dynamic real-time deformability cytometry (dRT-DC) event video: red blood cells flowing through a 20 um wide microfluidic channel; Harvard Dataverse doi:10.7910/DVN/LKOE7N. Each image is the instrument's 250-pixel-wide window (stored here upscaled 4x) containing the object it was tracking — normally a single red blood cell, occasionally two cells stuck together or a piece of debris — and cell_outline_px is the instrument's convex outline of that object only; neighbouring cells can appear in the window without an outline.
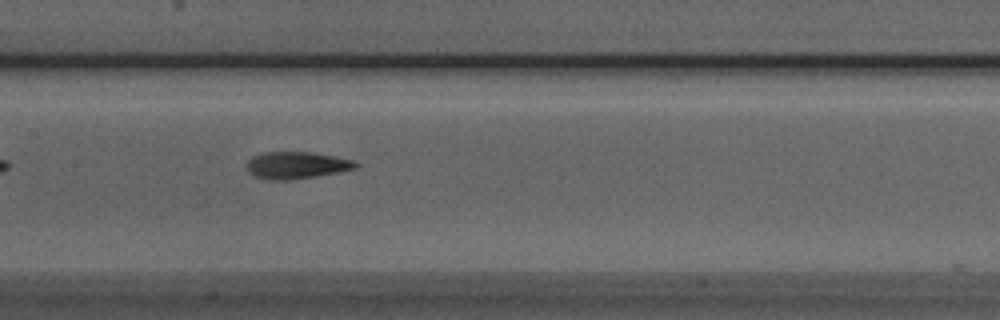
{"species": "Egyptian fruit bat (a non-hibernating species)", "species_latin": "Rousettus aegyptiacus", "temperature_condition": "room temperature", "stored_images_in_passage": 32, "camera_frame_rate_fps": 3000, "um_per_image_px": 0.085, "animal": {"sex": "male"}, "frame": {"image": 1, "passage_image": 12, "time_ms": 3.667, "image_size_px": [1000, 320], "cell_outline_px": [[360, 164], [356, 168], [316, 176], [292, 180], [268, 180], [252, 176], [248, 172], [248, 160], [252, 156], [264, 152], [312, 152], [352, 160]], "centroid_in_image_um": [25.16, 14.05], "position_along_channel_um": 182.2, "area_um2": 17.11}}
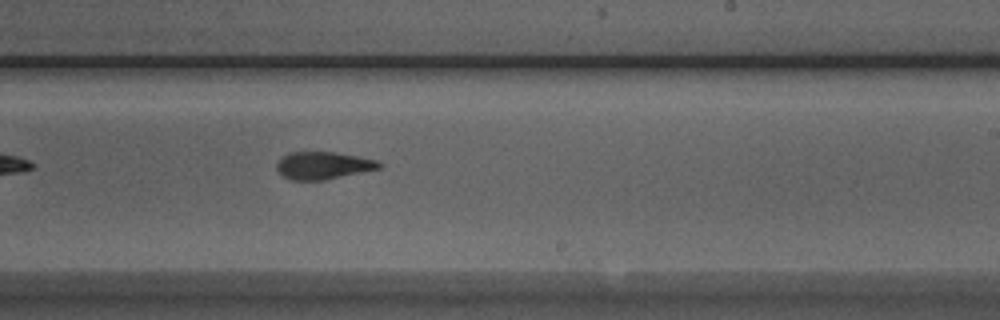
{"frame": {"image": 2, "passage_image": 18, "time_ms": 5.667, "image_size_px": [1000, 320], "cell_outline_px": [[384, 164], [380, 168], [324, 180], [288, 180], [276, 168], [276, 164], [288, 152], [336, 152], [376, 160]], "centroid_in_image_um": [27.46, 14.06], "position_along_channel_um": 261.5, "area_um2": 16.24}}
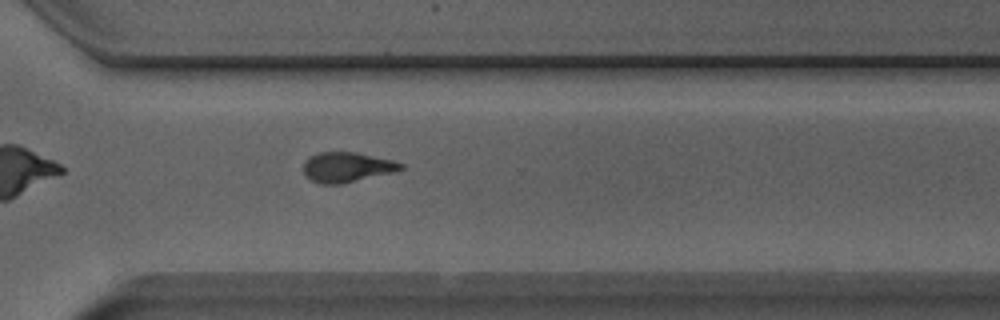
{"frame": {"image": 3, "passage_image": 24, "time_ms": 7.667, "image_size_px": [1000, 320], "cell_outline_px": [[404, 168], [396, 172], [340, 184], [320, 184], [304, 176], [304, 164], [312, 156], [320, 152], [356, 152], [392, 160], [404, 164]], "centroid_in_image_um": [29.52, 14.22], "position_along_channel_um": 341.1, "area_um2": 16.94}}